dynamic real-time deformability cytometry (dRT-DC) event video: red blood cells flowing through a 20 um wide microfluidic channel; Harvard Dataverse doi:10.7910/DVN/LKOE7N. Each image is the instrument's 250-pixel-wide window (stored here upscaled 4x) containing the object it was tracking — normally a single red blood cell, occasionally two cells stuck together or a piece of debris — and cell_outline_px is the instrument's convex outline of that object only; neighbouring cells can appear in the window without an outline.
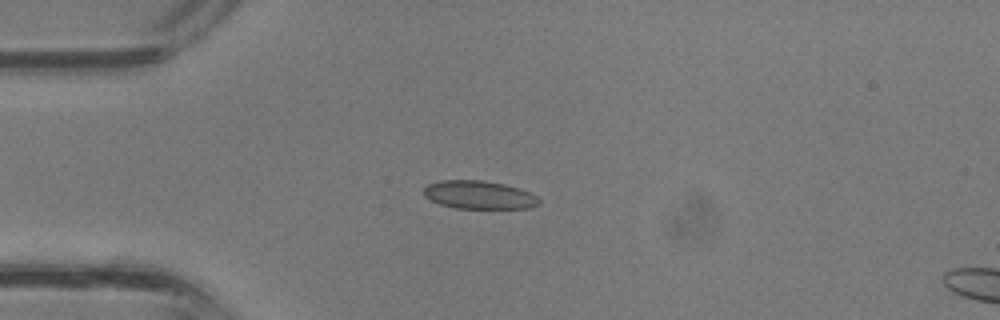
{"species": "common noctule bat (a hibernating species)", "species_latin": "Nyctalus noctula", "temperature_condition": "room temperature", "stored_images_in_passage": 34, "camera_frame_rate_fps": 3000, "um_per_image_px": 0.085, "animal": {"sex": "male", "body_mass_g": 13.3}, "frame": {"image": 1, "passage_image": 7, "time_ms": 2.0, "image_size_px": [1000, 320], "cell_outline_px": [[540, 204], [528, 208], [456, 208], [440, 204], [424, 196], [424, 188], [428, 184], [440, 180], [480, 180], [504, 184], [528, 192], [536, 196], [540, 200]], "centroid_in_image_um": [40.7, 16.56], "position_along_channel_um": 44.3, "area_um2": 18.73}}
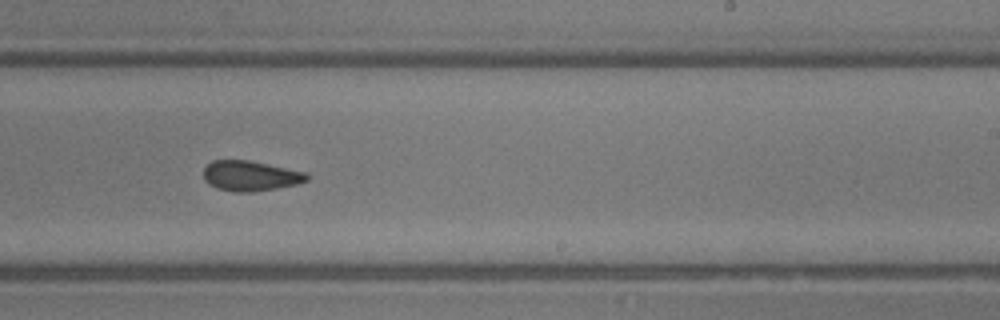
{"frame": {"image": 2, "passage_image": 20, "time_ms": 6.333, "image_size_px": [1000, 320], "cell_outline_px": [[308, 180], [296, 184], [276, 188], [252, 192], [236, 192], [216, 188], [208, 184], [204, 180], [204, 168], [212, 160], [248, 160], [308, 172]], "centroid_in_image_um": [21.28, 14.94], "position_along_channel_um": 267.7, "area_um2": 18.21}}
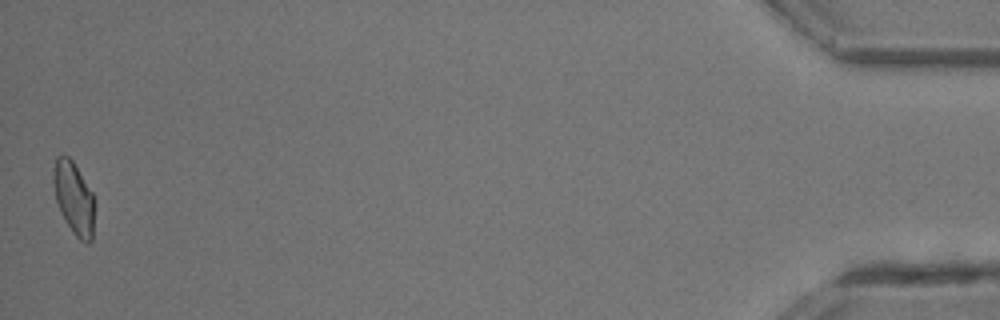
{"frame": {"image": 3, "passage_image": 34, "time_ms": 11.0, "image_size_px": [1000, 320], "cell_outline_px": [[92, 240], [88, 244], [84, 244], [72, 232], [64, 220], [60, 212], [56, 200], [52, 180], [52, 168], [56, 156], [68, 156], [72, 160], [92, 192]], "centroid_in_image_um": [6.22, 16.83], "position_along_channel_um": 429.0, "area_um2": 17.22}}